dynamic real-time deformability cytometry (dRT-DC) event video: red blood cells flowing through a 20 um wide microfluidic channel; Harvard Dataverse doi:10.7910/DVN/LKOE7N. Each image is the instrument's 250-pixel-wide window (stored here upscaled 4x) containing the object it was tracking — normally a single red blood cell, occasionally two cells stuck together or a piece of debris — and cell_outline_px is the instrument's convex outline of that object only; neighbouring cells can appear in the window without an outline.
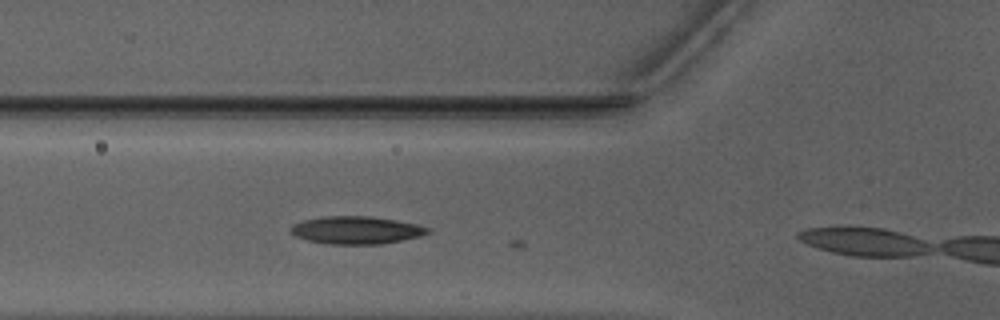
{"species": "Egyptian fruit bat (a non-hibernating species)", "species_latin": "Rousettus aegyptiacus", "temperature_condition": "warm", "stored_images_in_passage": 5, "camera_frame_rate_fps": 3000, "um_per_image_px": 0.085, "animal": {"sex": "male"}, "frame": {"image": 1, "passage_image": 4, "time_ms": 1.0, "image_size_px": [1000, 320], "cell_outline_px": [[432, 232], [420, 236], [380, 244], [328, 244], [308, 240], [296, 236], [292, 232], [292, 224], [304, 220], [324, 216], [372, 216], [396, 220], [416, 224], [432, 228]], "centroid_in_image_um": [30.33, 19.55], "position_along_channel_um": 95.5, "area_um2": 22.02}}